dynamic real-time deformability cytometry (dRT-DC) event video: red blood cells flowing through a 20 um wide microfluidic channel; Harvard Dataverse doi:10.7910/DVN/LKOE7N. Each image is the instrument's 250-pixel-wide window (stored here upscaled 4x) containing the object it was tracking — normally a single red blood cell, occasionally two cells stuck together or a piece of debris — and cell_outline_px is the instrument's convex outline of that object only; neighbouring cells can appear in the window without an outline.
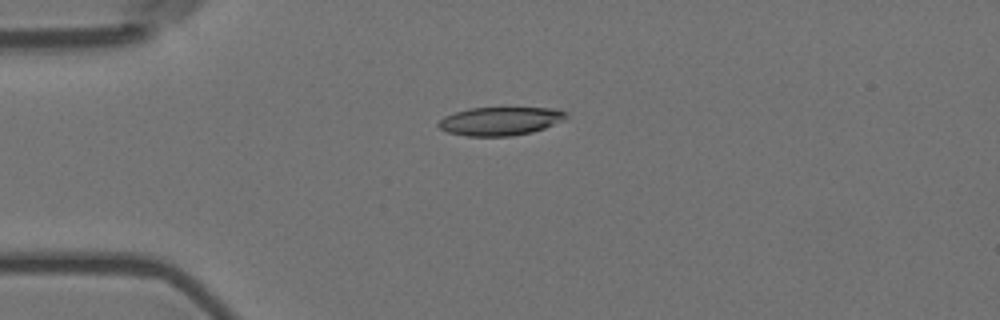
{"species": "Egyptian fruit bat (a non-hibernating species)", "species_latin": "Rousettus aegyptiacus", "temperature_condition": "room temperature", "stored_images_in_passage": 4, "camera_frame_rate_fps": 3000, "um_per_image_px": 0.085, "animal": {"sex": "female"}, "frame": {"image": 1, "passage_image": 4, "time_ms": 1.0, "image_size_px": [1000, 320], "cell_outline_px": [[568, 116], [564, 120], [544, 128], [532, 132], [512, 136], [468, 136], [448, 132], [440, 128], [436, 124], [444, 116], [468, 108], [556, 108], [568, 112]], "centroid_in_image_um": [42.54, 10.29], "position_along_channel_um": 42.5, "area_um2": 21.15}}